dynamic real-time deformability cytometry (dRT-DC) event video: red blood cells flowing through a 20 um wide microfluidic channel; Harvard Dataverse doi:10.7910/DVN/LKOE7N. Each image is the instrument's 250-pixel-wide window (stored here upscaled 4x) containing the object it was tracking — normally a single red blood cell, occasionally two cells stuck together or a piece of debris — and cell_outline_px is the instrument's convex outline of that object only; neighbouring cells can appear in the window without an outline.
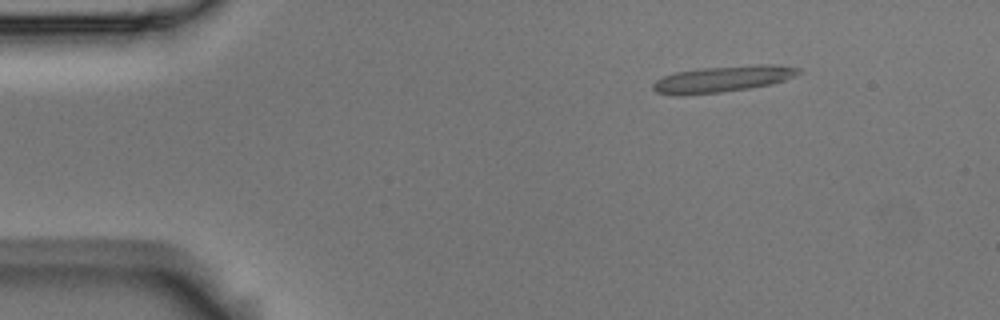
{"species": "Egyptian fruit bat (a non-hibernating species)", "species_latin": "Rousettus aegyptiacus", "temperature_condition": "room temperature", "stored_images_in_passage": 5, "camera_frame_rate_fps": 3000, "um_per_image_px": 0.085, "animal": {"sex": "male"}, "frame": {"image": 1, "passage_image": 2, "time_ms": 0.333, "image_size_px": [1000, 320], "cell_outline_px": [[800, 72], [784, 80], [772, 84], [748, 88], [720, 92], [680, 96], [676, 96], [656, 92], [652, 88], [652, 84], [656, 80], [664, 76], [676, 72], [704, 68], [756, 64], [772, 64], [800, 68]], "centroid_in_image_um": [61.39, 6.72], "position_along_channel_um": 23.6, "area_um2": 22.14}}
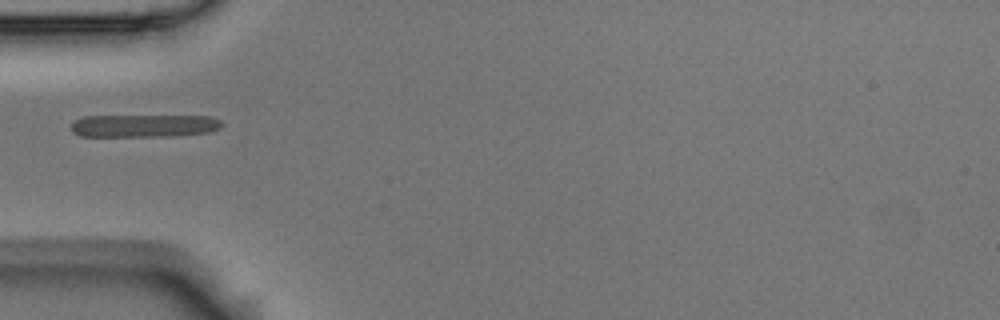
{"frame": {"image": 2, "passage_image": 5, "time_ms": 1.333, "image_size_px": [1000, 320], "cell_outline_px": [[224, 124], [220, 128], [208, 132], [176, 136], [80, 136], [72, 132], [72, 124], [76, 120], [84, 116], [212, 116], [220, 120]], "centroid_in_image_um": [12.28, 10.69], "position_along_channel_um": 72.7, "area_um2": 20.0}}